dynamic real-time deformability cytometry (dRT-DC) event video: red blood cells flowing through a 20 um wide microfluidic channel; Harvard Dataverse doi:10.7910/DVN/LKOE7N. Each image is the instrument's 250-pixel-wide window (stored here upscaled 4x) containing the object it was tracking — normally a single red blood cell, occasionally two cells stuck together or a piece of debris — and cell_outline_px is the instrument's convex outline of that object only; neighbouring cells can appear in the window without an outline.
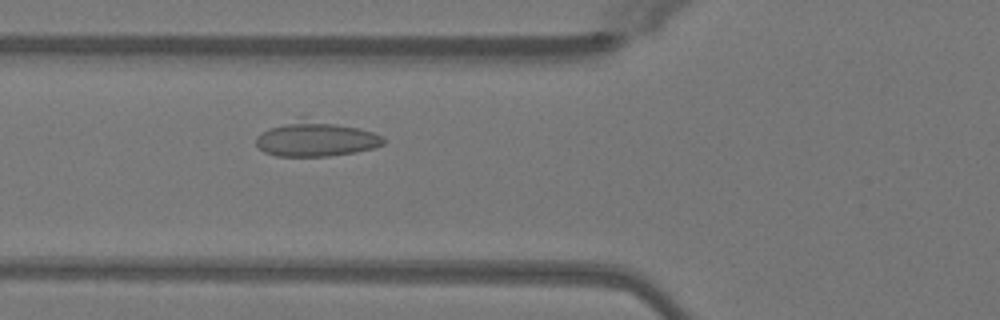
{"species": "Egyptian fruit bat (a non-hibernating species)", "species_latin": "Rousettus aegyptiacus", "temperature_condition": "warm", "stored_images_in_passage": 40, "camera_frame_rate_fps": 3000, "um_per_image_px": 0.085, "animal": {"sex": "female"}, "frame": {"image": 1, "passage_image": 18, "time_ms": 5.667, "image_size_px": [1000, 320], "cell_outline_px": [[384, 144], [372, 148], [356, 152], [328, 156], [276, 156], [264, 152], [256, 144], [256, 136], [272, 128], [300, 116], [304, 116], [360, 128], [384, 136]], "centroid_in_image_um": [26.87, 11.79], "position_along_channel_um": 98.9, "area_um2": 26.13}}
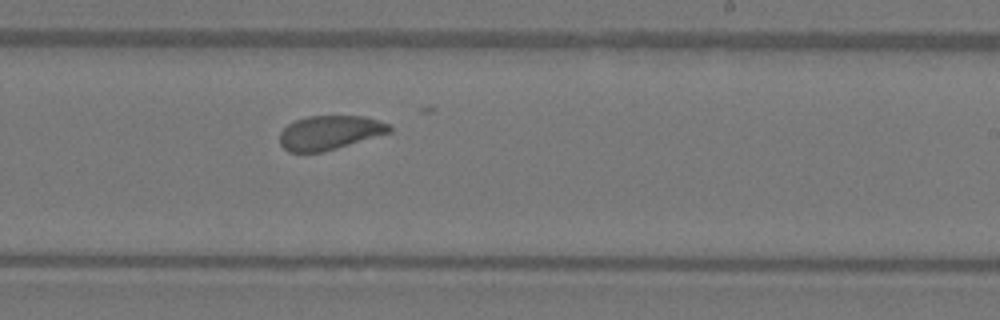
{"frame": {"image": 2, "passage_image": 30, "time_ms": 9.667, "image_size_px": [1000, 320], "cell_outline_px": [[392, 132], [336, 148], [320, 152], [288, 152], [280, 144], [280, 132], [288, 124], [296, 120], [308, 116], [364, 116], [388, 124], [392, 128]], "centroid_in_image_um": [28.01, 11.27], "position_along_channel_um": 261.0, "area_um2": 21.62}}
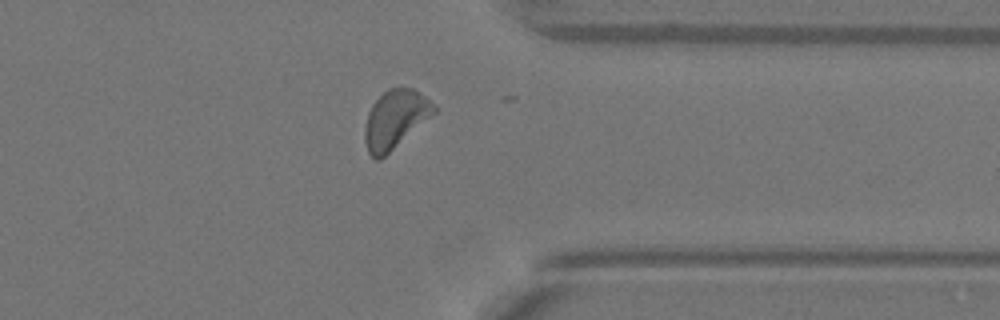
{"frame": {"image": 3, "passage_image": 39, "time_ms": 12.667, "image_size_px": [1000, 320], "cell_outline_px": [[436, 112], [380, 160], [376, 160], [368, 152], [364, 140], [364, 128], [368, 112], [372, 104], [388, 88], [412, 88], [420, 92], [436, 104]], "centroid_in_image_um": [33.59, 10.13], "position_along_channel_um": 377.8, "area_um2": 23.41}}